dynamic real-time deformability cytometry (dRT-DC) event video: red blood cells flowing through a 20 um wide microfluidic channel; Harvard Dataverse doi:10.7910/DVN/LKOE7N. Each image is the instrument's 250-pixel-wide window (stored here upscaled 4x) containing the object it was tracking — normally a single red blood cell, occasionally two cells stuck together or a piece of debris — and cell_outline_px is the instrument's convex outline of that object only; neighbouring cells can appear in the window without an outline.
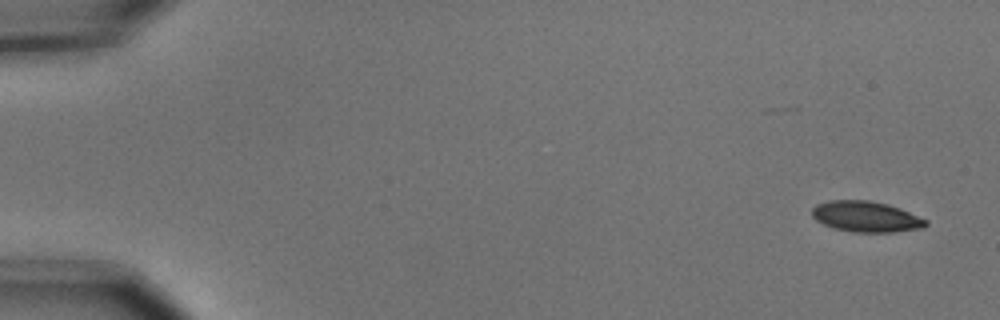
{"species": "common noctule bat (a hibernating species)", "species_latin": "Nyctalus noctula", "temperature_condition": "cold", "stored_images_in_passage": 6, "camera_frame_rate_fps": 3000, "um_per_image_px": 0.085, "animal": {"sex": "male", "body_mass_g": 15.6}, "frame": {"image": 1, "passage_image": 1, "time_ms": 0.0, "image_size_px": [1000, 320], "cell_outline_px": [[928, 224], [924, 228], [892, 232], [856, 232], [836, 228], [824, 224], [816, 220], [812, 216], [812, 208], [816, 204], [828, 200], [872, 200], [888, 204], [900, 208], [928, 220]], "centroid_in_image_um": [73.63, 18.4], "position_along_channel_um": 11.4, "area_um2": 20.46}}
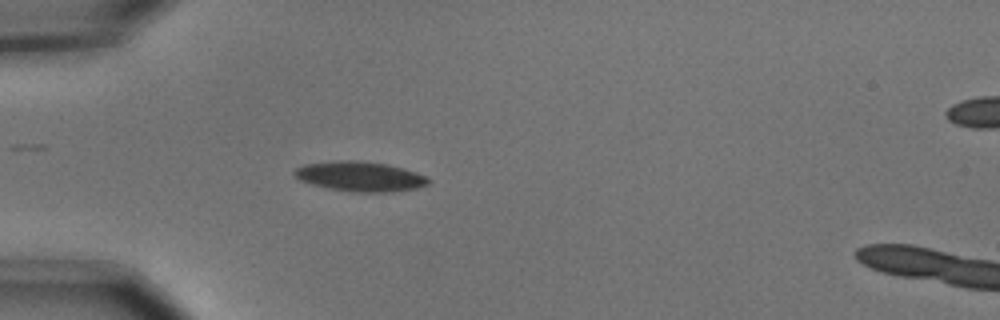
{"frame": {"image": 2, "passage_image": 5, "time_ms": 1.333, "image_size_px": [1000, 320], "cell_outline_px": [[432, 180], [428, 184], [416, 188], [388, 192], [356, 192], [328, 188], [312, 184], [300, 180], [292, 172], [296, 168], [304, 164], [336, 160], [360, 160], [388, 164], [404, 168], [428, 176]], "centroid_in_image_um": [30.63, 14.98], "position_along_channel_um": 54.4, "area_um2": 23.47}}